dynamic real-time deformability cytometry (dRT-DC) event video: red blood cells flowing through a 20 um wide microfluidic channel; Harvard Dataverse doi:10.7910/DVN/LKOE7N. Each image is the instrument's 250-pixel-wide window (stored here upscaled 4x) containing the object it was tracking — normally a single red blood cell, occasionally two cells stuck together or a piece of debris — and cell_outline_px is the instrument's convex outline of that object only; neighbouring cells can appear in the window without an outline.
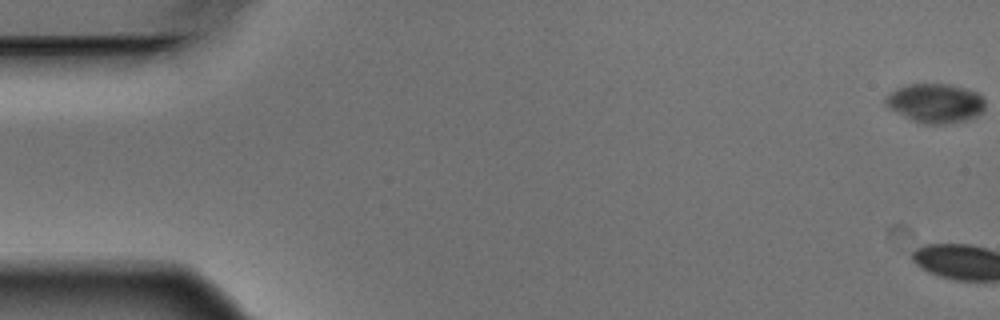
{"species": "Egyptian fruit bat (a non-hibernating species)", "species_latin": "Rousettus aegyptiacus", "temperature_condition": "warm", "stored_images_in_passage": 5, "camera_frame_rate_fps": 3000, "um_per_image_px": 0.085, "animal": {"sex": "male"}, "frame": {"image": 1, "passage_image": 1, "time_ms": 0.0, "image_size_px": [1000, 320], "cell_outline_px": [[984, 108], [976, 116], [968, 120], [944, 124], [924, 124], [912, 120], [888, 108], [884, 104], [884, 100], [896, 88], [908, 84], [948, 84], [968, 88], [976, 92], [984, 100]], "centroid_in_image_um": [79.5, 8.77], "position_along_channel_um": 5.5, "area_um2": 22.72}}